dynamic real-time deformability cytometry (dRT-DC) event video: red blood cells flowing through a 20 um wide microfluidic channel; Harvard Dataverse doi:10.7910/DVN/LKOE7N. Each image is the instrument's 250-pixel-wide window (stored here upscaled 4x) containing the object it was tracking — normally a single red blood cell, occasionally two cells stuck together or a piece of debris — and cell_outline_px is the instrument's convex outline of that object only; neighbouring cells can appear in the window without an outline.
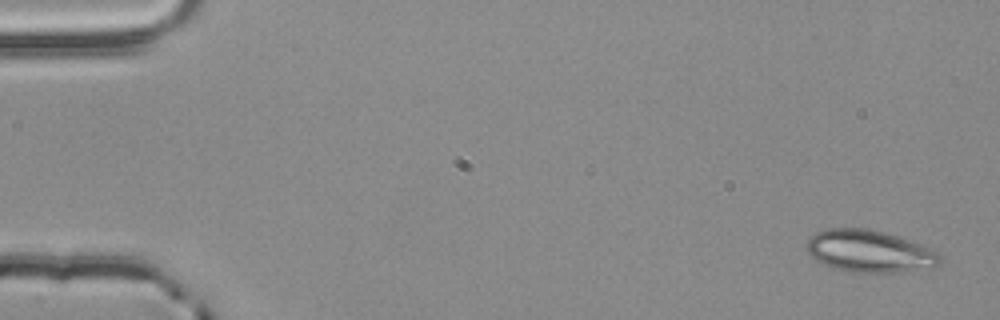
{"species": "common noctule bat (a hibernating species)", "species_latin": "Nyctalus noctula", "temperature_condition": "room temperature", "stored_images_in_passage": 4, "camera_frame_rate_fps": 3000, "um_per_image_px": 0.085, "animal": {"sex": "male", "body_mass_g": 20.4}, "frame": {"image": 1, "passage_image": 1, "time_ms": 0.0, "image_size_px": [1000, 320], "cell_outline_px": [[940, 264], [932, 268], [904, 272], [852, 272], [832, 268], [816, 260], [804, 248], [804, 244], [808, 236], [824, 228], [864, 228], [888, 232], [920, 244], [940, 252]], "centroid_in_image_um": [73.88, 21.34], "position_along_channel_um": 11.1, "area_um2": 33.35}}